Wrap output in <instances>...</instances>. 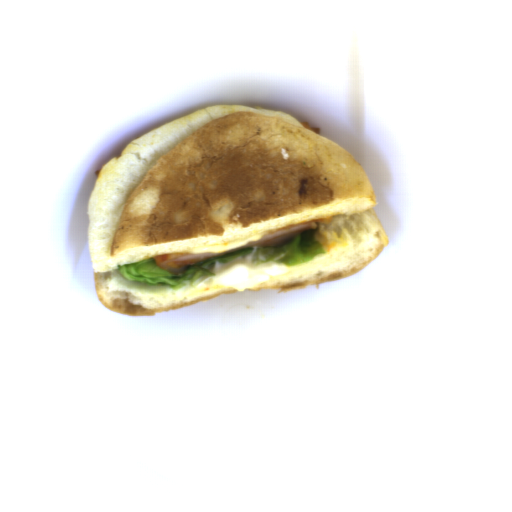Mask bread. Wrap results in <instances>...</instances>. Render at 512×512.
Listing matches in <instances>:
<instances>
[{
    "label": "bread",
    "mask_w": 512,
    "mask_h": 512,
    "mask_svg": "<svg viewBox=\"0 0 512 512\" xmlns=\"http://www.w3.org/2000/svg\"><path fill=\"white\" fill-rule=\"evenodd\" d=\"M377 204L354 157L288 113L229 104L200 110L140 134L102 167L87 207L95 294L114 313L151 317L350 277L389 246ZM321 218H331L316 236L326 255L307 263L247 255L216 263L215 276L177 292L117 271L164 253H225Z\"/></svg>",
    "instance_id": "obj_1"
}]
</instances>
